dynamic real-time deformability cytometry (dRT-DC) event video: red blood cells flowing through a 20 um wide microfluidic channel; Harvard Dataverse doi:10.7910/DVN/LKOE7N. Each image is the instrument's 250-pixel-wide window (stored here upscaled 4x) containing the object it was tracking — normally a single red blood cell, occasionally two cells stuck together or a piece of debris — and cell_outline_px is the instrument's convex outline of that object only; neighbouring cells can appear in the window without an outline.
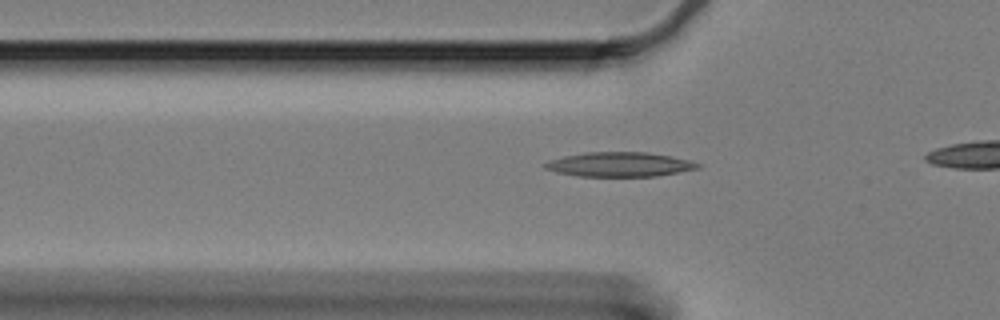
{"species": "Egyptian fruit bat (a non-hibernating species)", "species_latin": "Rousettus aegyptiacus", "temperature_condition": "cold", "stored_images_in_passage": 40, "camera_frame_rate_fps": 3000, "um_per_image_px": 0.085, "animal": {"sex": "female"}, "frame": {"image": 1, "passage_image": 11, "time_ms": 3.333, "image_size_px": [1000, 320], "cell_outline_px": [[700, 168], [656, 176], [580, 176], [556, 172], [544, 168], [540, 164], [548, 160], [564, 156], [584, 152], [648, 152], [672, 156], [692, 160], [700, 164]], "centroid_in_image_um": [52.64, 13.97], "position_along_channel_um": 73.2, "area_um2": 21.96}}
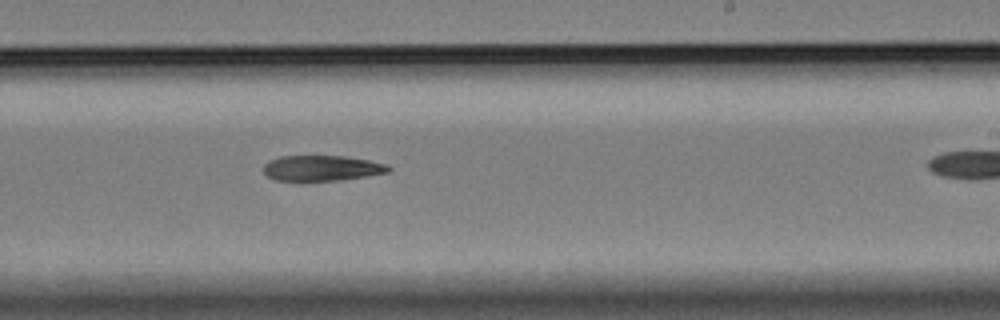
{"frame": {"image": 2, "passage_image": 28, "time_ms": 9.0, "image_size_px": [1000, 320], "cell_outline_px": [[392, 168], [388, 172], [340, 180], [276, 180], [268, 176], [264, 172], [264, 164], [268, 160], [280, 156], [344, 156], [368, 160], [388, 164]], "centroid_in_image_um": [27.35, 14.28], "position_along_channel_um": 261.6, "area_um2": 18.38}}
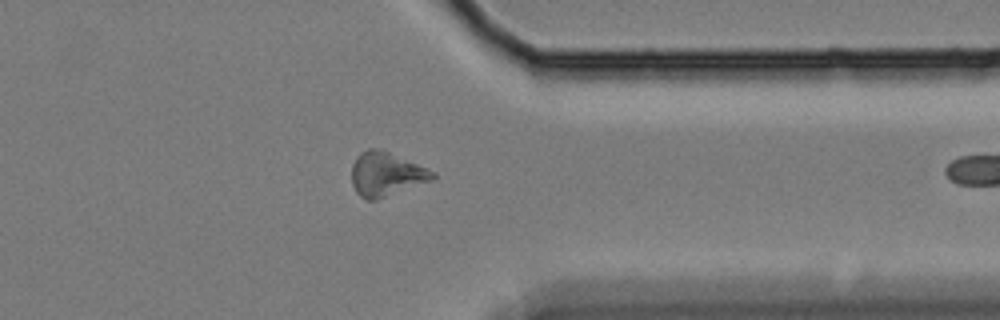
{"frame": {"image": 3, "passage_image": 39, "time_ms": 12.667, "image_size_px": [1000, 320], "cell_outline_px": [[436, 176], [432, 180], [376, 200], [368, 200], [360, 196], [356, 192], [352, 184], [352, 164], [356, 156], [360, 152], [368, 148], [376, 148], [388, 152], [436, 172]], "centroid_in_image_um": [32.79, 14.8], "position_along_channel_um": 378.6, "area_um2": 20.58}}